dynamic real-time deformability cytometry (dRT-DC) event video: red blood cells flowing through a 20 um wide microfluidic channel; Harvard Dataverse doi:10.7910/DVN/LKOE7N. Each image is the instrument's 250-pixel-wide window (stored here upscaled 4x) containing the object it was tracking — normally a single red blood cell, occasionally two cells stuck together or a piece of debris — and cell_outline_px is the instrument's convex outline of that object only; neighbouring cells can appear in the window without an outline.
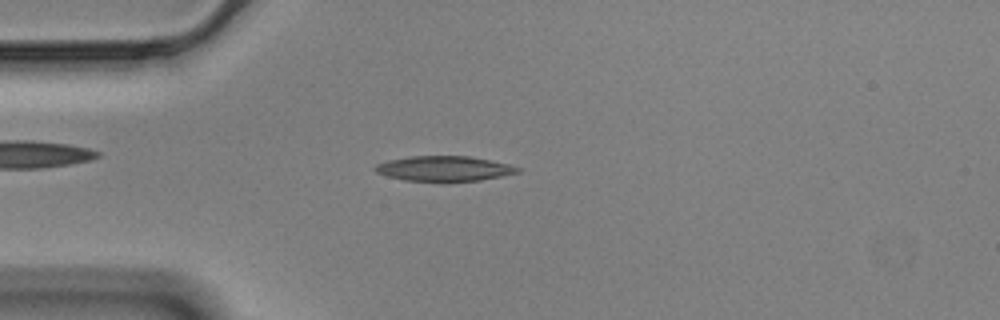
{"species": "Egyptian fruit bat (a non-hibernating species)", "species_latin": "Rousettus aegyptiacus", "temperature_condition": "cold", "stored_images_in_passage": 57, "camera_frame_rate_fps": 3000, "um_per_image_px": 0.085, "animal": {"sex": "male"}, "frame": {"image": 1, "passage_image": 15, "time_ms": 4.667, "image_size_px": [1000, 320], "cell_outline_px": [[520, 172], [480, 180], [448, 184], [440, 184], [404, 180], [388, 176], [376, 172], [372, 168], [376, 164], [388, 160], [408, 156], [468, 156], [508, 164], [520, 168]], "centroid_in_image_um": [37.7, 14.37], "position_along_channel_um": 47.3, "area_um2": 21.56}}
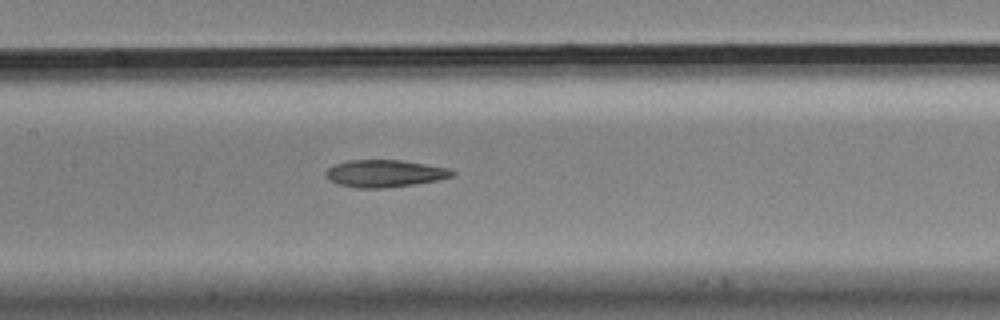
{"frame": {"image": 2, "passage_image": 27, "time_ms": 8.667, "image_size_px": [1000, 320], "cell_outline_px": [[456, 172], [452, 176], [436, 180], [412, 184], [380, 188], [356, 188], [340, 184], [328, 180], [324, 172], [332, 164], [348, 160], [404, 160], [448, 168]], "centroid_in_image_um": [32.64, 14.73], "position_along_channel_um": 174.8, "area_um2": 20.0}}
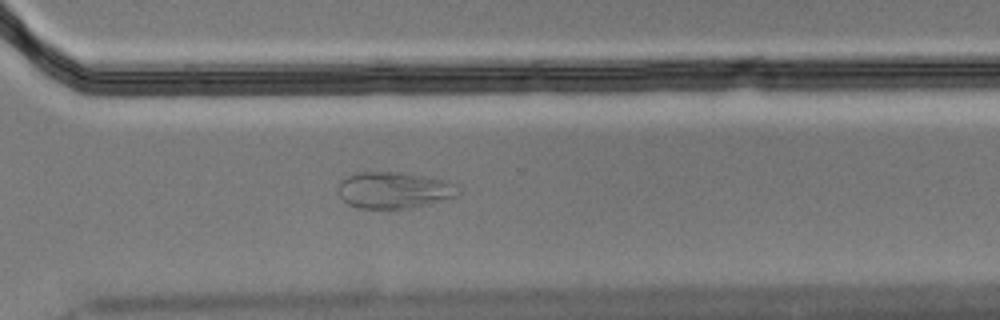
{"frame": {"image": 3, "passage_image": 41, "time_ms": 13.333, "image_size_px": [1000, 320], "cell_outline_px": [[460, 196], [412, 208], [356, 208], [348, 204], [336, 192], [336, 188], [340, 180], [356, 172], [400, 172], [428, 176], [448, 180], [456, 184], [460, 188]], "centroid_in_image_um": [33.52, 16.15], "position_along_channel_um": 337.1, "area_um2": 26.13}, "authors_computed_cell_mechanics": {"area_um2": 21.2126, "velocity_mm_per_s": 3.4894, "shape_relaxation_time_tau1_ms": null, "shape_relaxation_time_tau2_ms": 2.3498, "deformation_change_tau1": null, "deformation_change_tau2": 0.0762}}